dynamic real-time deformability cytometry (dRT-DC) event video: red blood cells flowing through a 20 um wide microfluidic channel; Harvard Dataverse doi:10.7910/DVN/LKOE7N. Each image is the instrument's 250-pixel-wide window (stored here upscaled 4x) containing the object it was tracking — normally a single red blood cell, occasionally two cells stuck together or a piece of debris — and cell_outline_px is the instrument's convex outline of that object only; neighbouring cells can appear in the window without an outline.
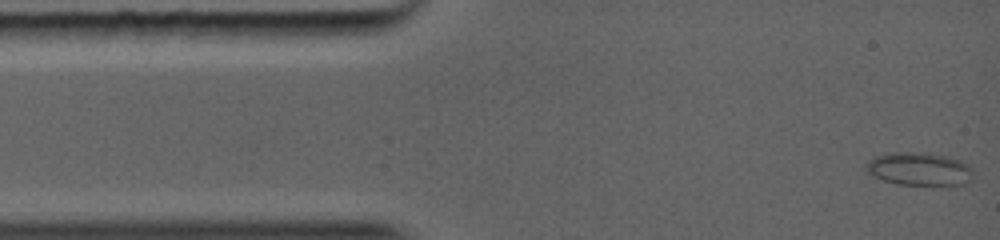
{"species": "common noctule bat (a hibernating species)", "species_latin": "Nyctalus noctula", "temperature_condition": "warm", "stored_images_in_passage": 29, "camera_frame_rate_fps": 5000, "um_per_image_px": 0.085, "animal": {"sex": "female", "body_mass_g": 19.0, "forearm_length_mm": 56.7}, "frame": {"image": 1, "passage_image": 1, "time_ms": 0.0, "image_size_px": [1000, 240], "cell_outline_px": [[972, 180], [964, 184], [896, 184], [872, 176], [864, 172], [864, 164], [872, 156], [892, 152], [912, 152], [948, 156], [960, 160], [968, 164], [972, 168]], "centroid_in_image_um": [78.06, 14.35], "position_along_channel_um": 6.9, "area_um2": 20.81}}
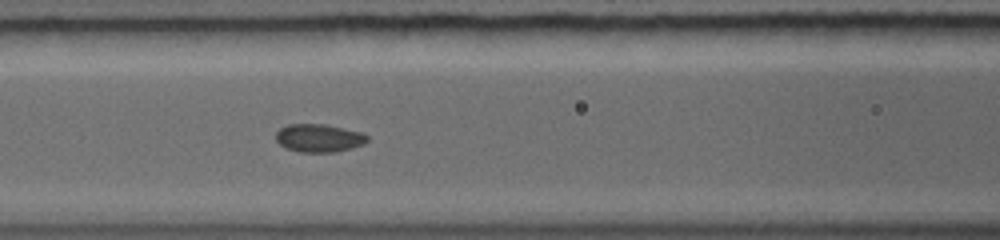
{"frame": {"image": 2, "passage_image": 12, "time_ms": 4.2, "image_size_px": [1000, 240], "cell_outline_px": [[368, 140], [360, 144], [348, 148], [332, 152], [300, 152], [284, 148], [276, 140], [276, 136], [284, 128], [296, 124], [308, 124], [336, 128], [352, 132], [364, 136]], "centroid_in_image_um": [26.99, 11.78], "position_along_channel_um": 139.6, "area_um2": 13.58}}
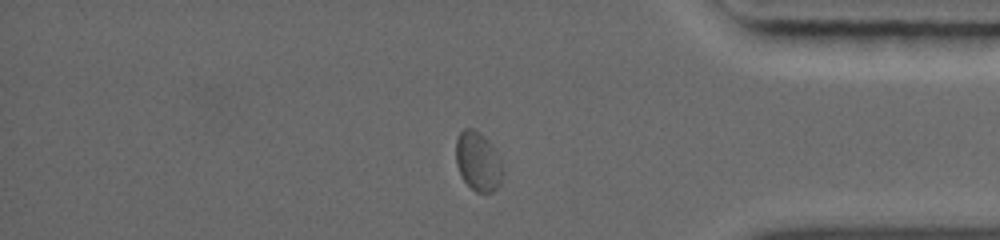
{"frame": {"image": 3, "passage_image": 25, "time_ms": 9.8, "image_size_px": [1000, 240], "cell_outline_px": [[500, 180], [496, 188], [492, 192], [476, 192], [464, 180], [460, 172], [456, 160], [456, 144], [460, 132], [468, 128], [476, 132], [484, 140], [500, 168]], "centroid_in_image_um": [40.53, 13.8], "position_along_channel_um": 394.7, "area_um2": 14.33}}